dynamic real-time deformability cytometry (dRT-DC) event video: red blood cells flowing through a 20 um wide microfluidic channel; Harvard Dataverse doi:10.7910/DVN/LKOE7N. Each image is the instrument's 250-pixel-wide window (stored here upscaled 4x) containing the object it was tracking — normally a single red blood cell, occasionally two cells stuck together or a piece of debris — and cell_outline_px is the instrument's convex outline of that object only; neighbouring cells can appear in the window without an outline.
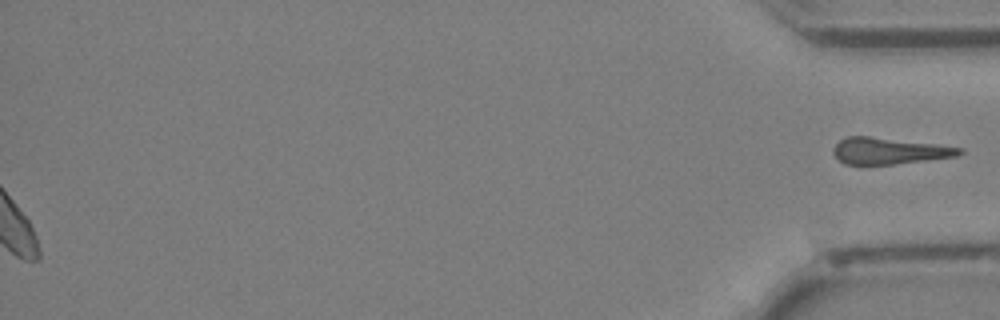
{"species": "Egyptian fruit bat (a non-hibernating species)", "species_latin": "Rousettus aegyptiacus", "temperature_condition": "cold", "stored_images_in_passage": 43, "segment_of_instrument_passage": [2, 2], "camera_frame_rate_fps": 3000, "um_per_image_px": 0.085, "animal": {"sex": "female"}, "frame": {"image": 1, "passage_image": 43, "time_ms": 14.0, "image_size_px": [1000, 320], "cell_outline_px": [[964, 152], [956, 156], [928, 160], [892, 164], [844, 164], [832, 152], [832, 148], [840, 140], [848, 136], [868, 136], [936, 144], [964, 148]], "centroid_in_image_um": [75.58, 12.82], "position_along_channel_um": 359.6, "area_um2": 19.31}}